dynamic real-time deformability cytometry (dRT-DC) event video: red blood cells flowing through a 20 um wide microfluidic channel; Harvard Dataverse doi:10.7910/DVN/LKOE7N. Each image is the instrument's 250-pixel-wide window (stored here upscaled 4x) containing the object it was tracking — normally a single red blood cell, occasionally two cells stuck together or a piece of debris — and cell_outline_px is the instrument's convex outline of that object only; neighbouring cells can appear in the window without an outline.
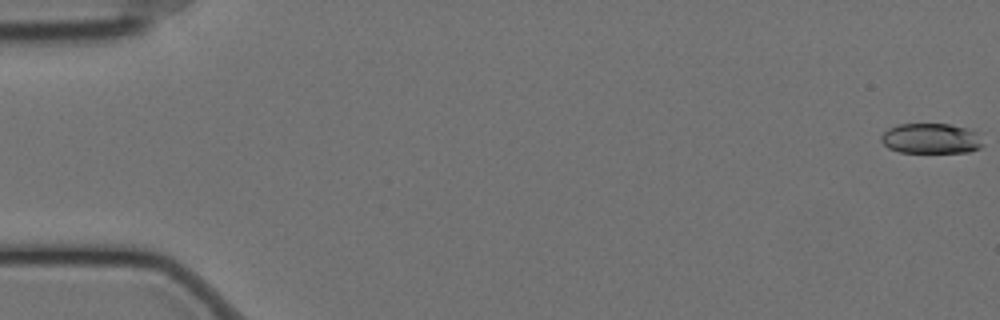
{"species": "Egyptian fruit bat (a non-hibernating species)", "species_latin": "Rousettus aegyptiacus", "temperature_condition": "cold", "stored_images_in_passage": 59, "camera_frame_rate_fps": 3000, "um_per_image_px": 0.085, "animal": {"sex": "female"}, "frame": {"image": 1, "passage_image": 1, "time_ms": 0.0, "image_size_px": [1000, 320], "cell_outline_px": [[984, 144], [980, 148], [968, 152], [900, 152], [888, 148], [880, 140], [880, 136], [888, 128], [900, 124], [948, 124], [968, 128], [980, 132]], "centroid_in_image_um": [79.18, 11.77], "position_along_channel_um": 5.8, "area_um2": 18.21}}
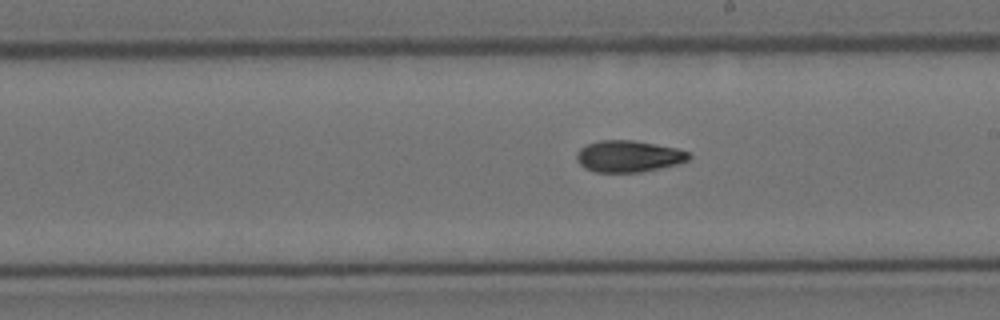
{"frame": {"image": 2, "passage_image": 34, "time_ms": 11.0, "image_size_px": [1000, 320], "cell_outline_px": [[692, 156], [688, 160], [676, 164], [660, 168], [640, 172], [596, 172], [584, 168], [576, 160], [576, 152], [580, 148], [588, 144], [600, 140], [632, 140], [656, 144], [676, 148], [688, 152]], "centroid_in_image_um": [53.4, 13.28], "position_along_channel_um": 235.6, "area_um2": 20.63}}
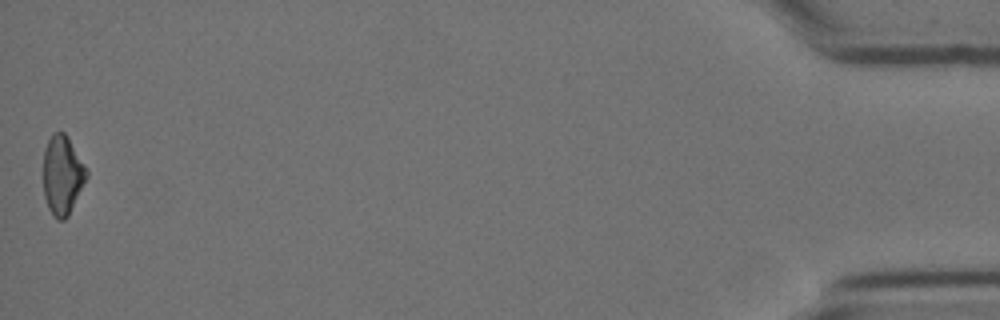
{"frame": {"image": 3, "passage_image": 59, "time_ms": 19.333, "image_size_px": [1000, 320], "cell_outline_px": [[88, 176], [68, 216], [64, 220], [56, 220], [52, 216], [48, 208], [44, 196], [44, 148], [52, 132], [64, 132], [68, 136], [88, 172]], "centroid_in_image_um": [5.29, 14.89], "position_along_channel_um": 429.9, "area_um2": 19.94}, "authors_computed_cell_mechanics": {"area_um2": 20.1144, "velocity_mm_per_s": 3.4664, "shape_relaxation_time_tau1_ms": 3.6704, "shape_relaxation_time_tau2_ms": 7.2314, "deformation_change_tau1": 0.1417, "deformation_change_tau2": 0.1408}}